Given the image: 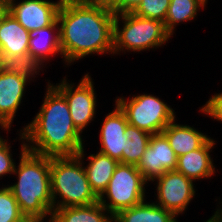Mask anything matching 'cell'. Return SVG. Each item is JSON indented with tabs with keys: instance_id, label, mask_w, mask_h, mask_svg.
Returning a JSON list of instances; mask_svg holds the SVG:
<instances>
[{
	"instance_id": "obj_26",
	"label": "cell",
	"mask_w": 222,
	"mask_h": 222,
	"mask_svg": "<svg viewBox=\"0 0 222 222\" xmlns=\"http://www.w3.org/2000/svg\"><path fill=\"white\" fill-rule=\"evenodd\" d=\"M11 146L7 140L0 146V177L13 174L16 163L12 159Z\"/></svg>"
},
{
	"instance_id": "obj_16",
	"label": "cell",
	"mask_w": 222,
	"mask_h": 222,
	"mask_svg": "<svg viewBox=\"0 0 222 222\" xmlns=\"http://www.w3.org/2000/svg\"><path fill=\"white\" fill-rule=\"evenodd\" d=\"M168 140L177 157L201 148L211 137L189 125H180L175 119L161 132Z\"/></svg>"
},
{
	"instance_id": "obj_28",
	"label": "cell",
	"mask_w": 222,
	"mask_h": 222,
	"mask_svg": "<svg viewBox=\"0 0 222 222\" xmlns=\"http://www.w3.org/2000/svg\"><path fill=\"white\" fill-rule=\"evenodd\" d=\"M88 2L109 9L115 14H122V0H89Z\"/></svg>"
},
{
	"instance_id": "obj_17",
	"label": "cell",
	"mask_w": 222,
	"mask_h": 222,
	"mask_svg": "<svg viewBox=\"0 0 222 222\" xmlns=\"http://www.w3.org/2000/svg\"><path fill=\"white\" fill-rule=\"evenodd\" d=\"M57 29V30H56ZM61 55L59 23L56 20L51 26L38 29L31 33L29 40V53L32 54L40 63L46 64L56 53Z\"/></svg>"
},
{
	"instance_id": "obj_23",
	"label": "cell",
	"mask_w": 222,
	"mask_h": 222,
	"mask_svg": "<svg viewBox=\"0 0 222 222\" xmlns=\"http://www.w3.org/2000/svg\"><path fill=\"white\" fill-rule=\"evenodd\" d=\"M41 65L42 63L29 52L18 56L3 55L1 70L17 74L30 82L32 78H35L33 77L35 74H39V71L42 69Z\"/></svg>"
},
{
	"instance_id": "obj_37",
	"label": "cell",
	"mask_w": 222,
	"mask_h": 222,
	"mask_svg": "<svg viewBox=\"0 0 222 222\" xmlns=\"http://www.w3.org/2000/svg\"><path fill=\"white\" fill-rule=\"evenodd\" d=\"M6 141V139H3L1 136H0V146Z\"/></svg>"
},
{
	"instance_id": "obj_31",
	"label": "cell",
	"mask_w": 222,
	"mask_h": 222,
	"mask_svg": "<svg viewBox=\"0 0 222 222\" xmlns=\"http://www.w3.org/2000/svg\"><path fill=\"white\" fill-rule=\"evenodd\" d=\"M9 7L6 4L0 3V23L2 22L3 18L8 14Z\"/></svg>"
},
{
	"instance_id": "obj_2",
	"label": "cell",
	"mask_w": 222,
	"mask_h": 222,
	"mask_svg": "<svg viewBox=\"0 0 222 222\" xmlns=\"http://www.w3.org/2000/svg\"><path fill=\"white\" fill-rule=\"evenodd\" d=\"M28 151L45 156H76L83 147L64 95L48 82L43 104L30 124L22 128Z\"/></svg>"
},
{
	"instance_id": "obj_14",
	"label": "cell",
	"mask_w": 222,
	"mask_h": 222,
	"mask_svg": "<svg viewBox=\"0 0 222 222\" xmlns=\"http://www.w3.org/2000/svg\"><path fill=\"white\" fill-rule=\"evenodd\" d=\"M215 143L210 138L201 148L177 157L176 171L193 181L212 177L215 167L210 152Z\"/></svg>"
},
{
	"instance_id": "obj_34",
	"label": "cell",
	"mask_w": 222,
	"mask_h": 222,
	"mask_svg": "<svg viewBox=\"0 0 222 222\" xmlns=\"http://www.w3.org/2000/svg\"><path fill=\"white\" fill-rule=\"evenodd\" d=\"M206 222H220L217 216L214 214Z\"/></svg>"
},
{
	"instance_id": "obj_7",
	"label": "cell",
	"mask_w": 222,
	"mask_h": 222,
	"mask_svg": "<svg viewBox=\"0 0 222 222\" xmlns=\"http://www.w3.org/2000/svg\"><path fill=\"white\" fill-rule=\"evenodd\" d=\"M115 103L125 113L129 125L151 135L160 134L176 118L170 106L150 94L133 95L130 99L119 97Z\"/></svg>"
},
{
	"instance_id": "obj_6",
	"label": "cell",
	"mask_w": 222,
	"mask_h": 222,
	"mask_svg": "<svg viewBox=\"0 0 222 222\" xmlns=\"http://www.w3.org/2000/svg\"><path fill=\"white\" fill-rule=\"evenodd\" d=\"M146 184L147 182L136 168V165L119 163L107 189L98 201L114 216L123 209L143 202L146 197L144 187Z\"/></svg>"
},
{
	"instance_id": "obj_1",
	"label": "cell",
	"mask_w": 222,
	"mask_h": 222,
	"mask_svg": "<svg viewBox=\"0 0 222 222\" xmlns=\"http://www.w3.org/2000/svg\"><path fill=\"white\" fill-rule=\"evenodd\" d=\"M114 17L88 1L62 2L57 20L63 61L69 65L91 54L113 53Z\"/></svg>"
},
{
	"instance_id": "obj_15",
	"label": "cell",
	"mask_w": 222,
	"mask_h": 222,
	"mask_svg": "<svg viewBox=\"0 0 222 222\" xmlns=\"http://www.w3.org/2000/svg\"><path fill=\"white\" fill-rule=\"evenodd\" d=\"M31 33L8 12L0 23V50L2 55L18 56L29 52Z\"/></svg>"
},
{
	"instance_id": "obj_3",
	"label": "cell",
	"mask_w": 222,
	"mask_h": 222,
	"mask_svg": "<svg viewBox=\"0 0 222 222\" xmlns=\"http://www.w3.org/2000/svg\"><path fill=\"white\" fill-rule=\"evenodd\" d=\"M19 138L23 140L19 156L20 162L18 166L15 165L13 172V175L17 174L18 181L8 187L24 216L51 217L54 203L51 193L50 156L28 151L21 130Z\"/></svg>"
},
{
	"instance_id": "obj_11",
	"label": "cell",
	"mask_w": 222,
	"mask_h": 222,
	"mask_svg": "<svg viewBox=\"0 0 222 222\" xmlns=\"http://www.w3.org/2000/svg\"><path fill=\"white\" fill-rule=\"evenodd\" d=\"M61 1L23 0L13 3L9 12L30 33L51 26L56 20Z\"/></svg>"
},
{
	"instance_id": "obj_33",
	"label": "cell",
	"mask_w": 222,
	"mask_h": 222,
	"mask_svg": "<svg viewBox=\"0 0 222 222\" xmlns=\"http://www.w3.org/2000/svg\"><path fill=\"white\" fill-rule=\"evenodd\" d=\"M220 222H222V209H217V211L214 213Z\"/></svg>"
},
{
	"instance_id": "obj_30",
	"label": "cell",
	"mask_w": 222,
	"mask_h": 222,
	"mask_svg": "<svg viewBox=\"0 0 222 222\" xmlns=\"http://www.w3.org/2000/svg\"><path fill=\"white\" fill-rule=\"evenodd\" d=\"M47 218H40V217H23L19 222H43ZM49 222H52L51 217L48 218Z\"/></svg>"
},
{
	"instance_id": "obj_25",
	"label": "cell",
	"mask_w": 222,
	"mask_h": 222,
	"mask_svg": "<svg viewBox=\"0 0 222 222\" xmlns=\"http://www.w3.org/2000/svg\"><path fill=\"white\" fill-rule=\"evenodd\" d=\"M169 5L170 0H142L132 13L145 18L156 19L164 23Z\"/></svg>"
},
{
	"instance_id": "obj_22",
	"label": "cell",
	"mask_w": 222,
	"mask_h": 222,
	"mask_svg": "<svg viewBox=\"0 0 222 222\" xmlns=\"http://www.w3.org/2000/svg\"><path fill=\"white\" fill-rule=\"evenodd\" d=\"M125 134L127 140L122 152V164L137 165L149 145L151 134L129 124Z\"/></svg>"
},
{
	"instance_id": "obj_32",
	"label": "cell",
	"mask_w": 222,
	"mask_h": 222,
	"mask_svg": "<svg viewBox=\"0 0 222 222\" xmlns=\"http://www.w3.org/2000/svg\"><path fill=\"white\" fill-rule=\"evenodd\" d=\"M15 2L16 0H0V3L6 4L8 7H10Z\"/></svg>"
},
{
	"instance_id": "obj_18",
	"label": "cell",
	"mask_w": 222,
	"mask_h": 222,
	"mask_svg": "<svg viewBox=\"0 0 222 222\" xmlns=\"http://www.w3.org/2000/svg\"><path fill=\"white\" fill-rule=\"evenodd\" d=\"M88 159L89 162L87 166L84 167L88 181L93 192L100 197L107 189L109 181L119 162L100 151L96 154H90L87 160Z\"/></svg>"
},
{
	"instance_id": "obj_9",
	"label": "cell",
	"mask_w": 222,
	"mask_h": 222,
	"mask_svg": "<svg viewBox=\"0 0 222 222\" xmlns=\"http://www.w3.org/2000/svg\"><path fill=\"white\" fill-rule=\"evenodd\" d=\"M155 180L158 200L156 204L176 217L184 213L196 193L193 180L176 170L166 171Z\"/></svg>"
},
{
	"instance_id": "obj_8",
	"label": "cell",
	"mask_w": 222,
	"mask_h": 222,
	"mask_svg": "<svg viewBox=\"0 0 222 222\" xmlns=\"http://www.w3.org/2000/svg\"><path fill=\"white\" fill-rule=\"evenodd\" d=\"M54 85L68 102L70 115L75 127L82 133L91 123L96 112V93L89 74H85L77 86L69 84L65 78Z\"/></svg>"
},
{
	"instance_id": "obj_35",
	"label": "cell",
	"mask_w": 222,
	"mask_h": 222,
	"mask_svg": "<svg viewBox=\"0 0 222 222\" xmlns=\"http://www.w3.org/2000/svg\"><path fill=\"white\" fill-rule=\"evenodd\" d=\"M61 2H81V1H89V0H60Z\"/></svg>"
},
{
	"instance_id": "obj_27",
	"label": "cell",
	"mask_w": 222,
	"mask_h": 222,
	"mask_svg": "<svg viewBox=\"0 0 222 222\" xmlns=\"http://www.w3.org/2000/svg\"><path fill=\"white\" fill-rule=\"evenodd\" d=\"M201 112L222 122V93H216L201 108Z\"/></svg>"
},
{
	"instance_id": "obj_24",
	"label": "cell",
	"mask_w": 222,
	"mask_h": 222,
	"mask_svg": "<svg viewBox=\"0 0 222 222\" xmlns=\"http://www.w3.org/2000/svg\"><path fill=\"white\" fill-rule=\"evenodd\" d=\"M25 217L19 208V205L7 186L0 189V222H19Z\"/></svg>"
},
{
	"instance_id": "obj_21",
	"label": "cell",
	"mask_w": 222,
	"mask_h": 222,
	"mask_svg": "<svg viewBox=\"0 0 222 222\" xmlns=\"http://www.w3.org/2000/svg\"><path fill=\"white\" fill-rule=\"evenodd\" d=\"M208 0H170V5L164 26L172 36L176 25L191 21L197 16L200 7H205Z\"/></svg>"
},
{
	"instance_id": "obj_12",
	"label": "cell",
	"mask_w": 222,
	"mask_h": 222,
	"mask_svg": "<svg viewBox=\"0 0 222 222\" xmlns=\"http://www.w3.org/2000/svg\"><path fill=\"white\" fill-rule=\"evenodd\" d=\"M114 110L107 114L100 130V152L122 163V152L125 150V134L128 121L125 113L115 104Z\"/></svg>"
},
{
	"instance_id": "obj_5",
	"label": "cell",
	"mask_w": 222,
	"mask_h": 222,
	"mask_svg": "<svg viewBox=\"0 0 222 222\" xmlns=\"http://www.w3.org/2000/svg\"><path fill=\"white\" fill-rule=\"evenodd\" d=\"M120 19L124 23L121 28ZM170 37L162 21L137 16L132 12L115 14L113 55L121 51L141 52L159 48Z\"/></svg>"
},
{
	"instance_id": "obj_29",
	"label": "cell",
	"mask_w": 222,
	"mask_h": 222,
	"mask_svg": "<svg viewBox=\"0 0 222 222\" xmlns=\"http://www.w3.org/2000/svg\"><path fill=\"white\" fill-rule=\"evenodd\" d=\"M142 0H122V13L133 12Z\"/></svg>"
},
{
	"instance_id": "obj_4",
	"label": "cell",
	"mask_w": 222,
	"mask_h": 222,
	"mask_svg": "<svg viewBox=\"0 0 222 222\" xmlns=\"http://www.w3.org/2000/svg\"><path fill=\"white\" fill-rule=\"evenodd\" d=\"M84 156V146L76 156H50L54 210L71 206H87L98 202L99 197L93 192L83 165Z\"/></svg>"
},
{
	"instance_id": "obj_36",
	"label": "cell",
	"mask_w": 222,
	"mask_h": 222,
	"mask_svg": "<svg viewBox=\"0 0 222 222\" xmlns=\"http://www.w3.org/2000/svg\"><path fill=\"white\" fill-rule=\"evenodd\" d=\"M2 57H3V55H2V52L0 50V70H1V66H2Z\"/></svg>"
},
{
	"instance_id": "obj_13",
	"label": "cell",
	"mask_w": 222,
	"mask_h": 222,
	"mask_svg": "<svg viewBox=\"0 0 222 222\" xmlns=\"http://www.w3.org/2000/svg\"><path fill=\"white\" fill-rule=\"evenodd\" d=\"M26 79L0 70V129L7 132L18 111L27 86ZM8 129V130H7Z\"/></svg>"
},
{
	"instance_id": "obj_10",
	"label": "cell",
	"mask_w": 222,
	"mask_h": 222,
	"mask_svg": "<svg viewBox=\"0 0 222 222\" xmlns=\"http://www.w3.org/2000/svg\"><path fill=\"white\" fill-rule=\"evenodd\" d=\"M177 156L166 137L160 134L151 135L149 145L136 168L148 183L155 181L166 171H175Z\"/></svg>"
},
{
	"instance_id": "obj_20",
	"label": "cell",
	"mask_w": 222,
	"mask_h": 222,
	"mask_svg": "<svg viewBox=\"0 0 222 222\" xmlns=\"http://www.w3.org/2000/svg\"><path fill=\"white\" fill-rule=\"evenodd\" d=\"M170 211L158 206L155 201L145 200L135 206L123 209L113 216V222H178Z\"/></svg>"
},
{
	"instance_id": "obj_19",
	"label": "cell",
	"mask_w": 222,
	"mask_h": 222,
	"mask_svg": "<svg viewBox=\"0 0 222 222\" xmlns=\"http://www.w3.org/2000/svg\"><path fill=\"white\" fill-rule=\"evenodd\" d=\"M51 219L52 222H113V215L98 201L87 206L56 208Z\"/></svg>"
}]
</instances>
